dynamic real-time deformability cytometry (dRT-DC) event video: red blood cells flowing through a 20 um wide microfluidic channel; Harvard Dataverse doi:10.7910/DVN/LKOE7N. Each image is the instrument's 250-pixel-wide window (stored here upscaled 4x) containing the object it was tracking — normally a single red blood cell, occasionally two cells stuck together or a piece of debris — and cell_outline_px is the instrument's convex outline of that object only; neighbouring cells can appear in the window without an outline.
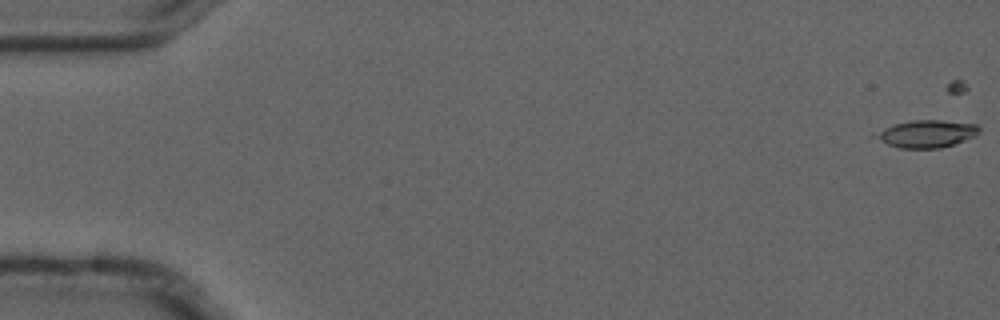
{"species": "common noctule bat (a hibernating species)", "species_latin": "Nyctalus noctula", "temperature_condition": "cold", "stored_images_in_passage": 4, "camera_frame_rate_fps": 3000, "um_per_image_px": 0.085, "animal": {"sex": "male", "forearm_length_mm": 52.5}, "frame": {"image": 1, "passage_image": 1, "time_ms": 0.0, "image_size_px": [1000, 320], "cell_outline_px": [[980, 132], [976, 136], [940, 148], [900, 148], [888, 144], [872, 136], [872, 132], [896, 124], [912, 120], [940, 120], [976, 124], [980, 128]], "centroid_in_image_um": [78.75, 11.37], "position_along_channel_um": 6.3, "area_um2": 16.47}}